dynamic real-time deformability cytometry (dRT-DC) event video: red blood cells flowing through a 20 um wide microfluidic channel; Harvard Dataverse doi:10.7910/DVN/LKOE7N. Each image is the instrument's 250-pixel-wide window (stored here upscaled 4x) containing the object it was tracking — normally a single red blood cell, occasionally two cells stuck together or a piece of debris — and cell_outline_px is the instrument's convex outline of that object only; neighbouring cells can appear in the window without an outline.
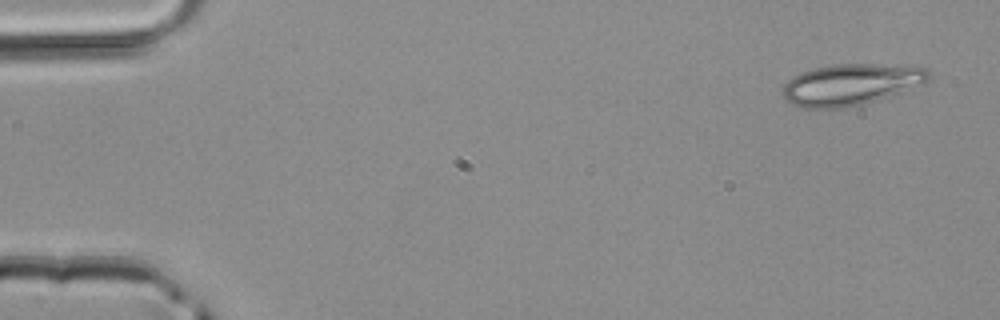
{"species": "common noctule bat (a hibernating species)", "species_latin": "Nyctalus noctula", "temperature_condition": "room temperature", "stored_images_in_passage": 4, "camera_frame_rate_fps": 3000, "um_per_image_px": 0.085, "animal": {"sex": "male", "body_mass_g": 20.4}, "frame": {"image": 1, "passage_image": 1, "time_ms": 0.0, "image_size_px": [1000, 320], "cell_outline_px": [[932, 76], [924, 84], [864, 104], [844, 108], [800, 108], [792, 104], [784, 96], [784, 84], [792, 76], [800, 72], [832, 64], [872, 64], [924, 68]], "centroid_in_image_um": [72.3, 7.19], "position_along_channel_um": 12.7, "area_um2": 34.85}}